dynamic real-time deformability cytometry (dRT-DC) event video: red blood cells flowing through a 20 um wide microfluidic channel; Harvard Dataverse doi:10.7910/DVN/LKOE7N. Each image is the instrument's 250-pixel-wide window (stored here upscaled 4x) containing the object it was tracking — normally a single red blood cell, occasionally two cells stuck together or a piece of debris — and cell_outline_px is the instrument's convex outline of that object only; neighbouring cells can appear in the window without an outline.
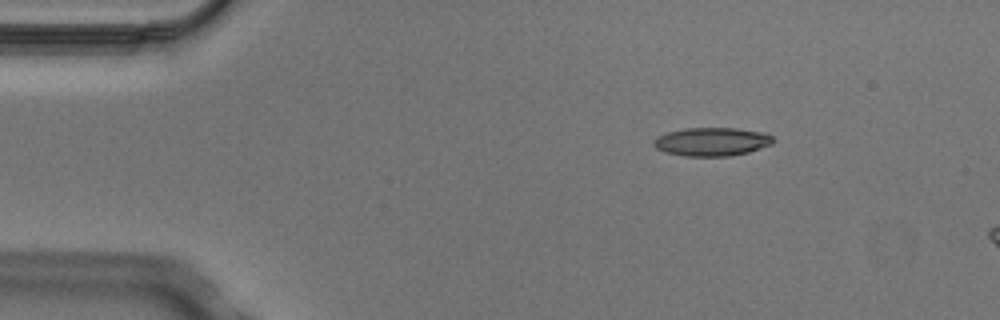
{"species": "Egyptian fruit bat (a non-hibernating species)", "species_latin": "Rousettus aegyptiacus", "temperature_condition": "cold", "stored_images_in_passage": 2, "camera_frame_rate_fps": 3000, "um_per_image_px": 0.085, "animal": {"sex": "male"}, "frame": {"image": 1, "passage_image": 1, "time_ms": 0.0, "image_size_px": [1000, 320], "cell_outline_px": [[772, 144], [748, 152], [728, 156], [684, 156], [664, 152], [656, 148], [652, 144], [652, 140], [656, 136], [668, 132], [688, 128], [736, 128], [764, 132], [772, 136]], "centroid_in_image_um": [60.46, 12.04], "position_along_channel_um": 24.5, "area_um2": 19.83}}